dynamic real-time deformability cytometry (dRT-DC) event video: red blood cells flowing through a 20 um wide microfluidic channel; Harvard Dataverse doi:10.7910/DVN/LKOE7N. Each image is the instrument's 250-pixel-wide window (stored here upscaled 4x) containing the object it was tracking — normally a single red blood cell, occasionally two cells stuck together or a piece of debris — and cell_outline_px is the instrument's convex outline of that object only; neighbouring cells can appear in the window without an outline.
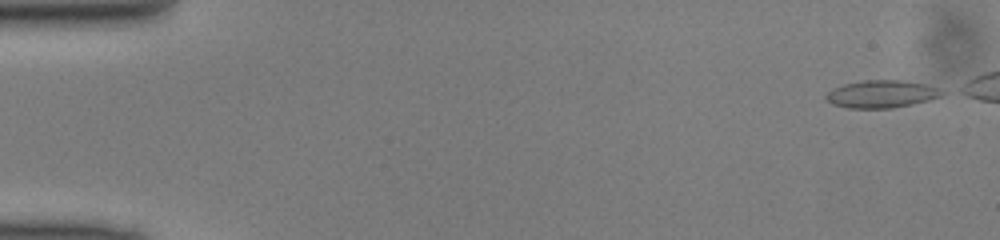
{"species": "common noctule bat (a hibernating species)", "species_latin": "Nyctalus noctula", "temperature_condition": "cold", "stored_images_in_passage": 41, "camera_frame_rate_fps": 3000, "um_per_image_px": 0.085, "animal": {"sex": "male", "body_mass_g": 13.0, "forearm_length_mm": 53.1}, "frame": {"image": 1, "passage_image": 1, "time_ms": 0.0, "image_size_px": [1000, 240], "cell_outline_px": [[948, 92], [940, 96], [928, 100], [912, 104], [892, 108], [848, 108], [832, 104], [824, 96], [832, 88], [844, 84], [860, 80], [900, 80], [924, 84], [940, 88]], "centroid_in_image_um": [74.93, 7.99], "position_along_channel_um": 10.1, "area_um2": 18.67}}
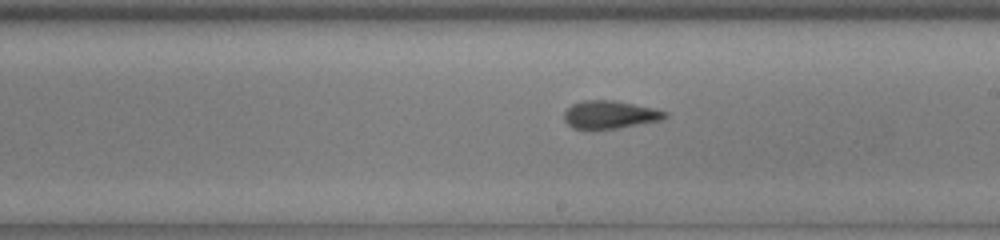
{"frame": {"image": 2, "passage_image": 27, "time_ms": 8.667, "image_size_px": [1000, 240], "cell_outline_px": [[668, 116], [664, 120], [592, 132], [572, 128], [564, 120], [564, 112], [572, 104], [580, 100], [612, 100], [652, 108], [668, 112]], "centroid_in_image_um": [51.79, 9.78], "position_along_channel_um": 237.2, "area_um2": 16.88}}
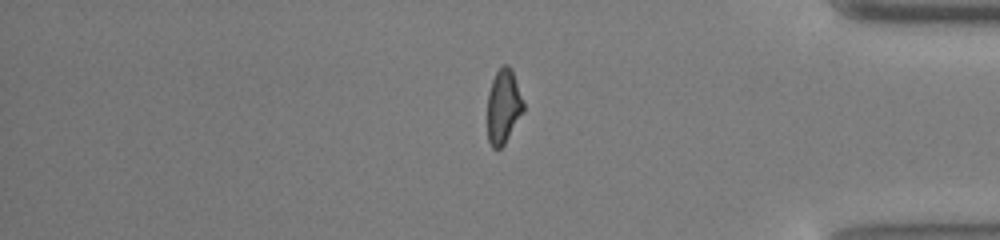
{"frame": {"image": 3, "passage_image": 40, "time_ms": 13.0, "image_size_px": [1000, 240], "cell_outline_px": [[524, 112], [504, 144], [500, 148], [492, 148], [488, 140], [488, 92], [492, 80], [496, 72], [504, 64], [508, 64], [512, 72], [524, 104]], "centroid_in_image_um": [42.78, 9.07], "position_along_channel_um": 392.4, "area_um2": 15.37}}